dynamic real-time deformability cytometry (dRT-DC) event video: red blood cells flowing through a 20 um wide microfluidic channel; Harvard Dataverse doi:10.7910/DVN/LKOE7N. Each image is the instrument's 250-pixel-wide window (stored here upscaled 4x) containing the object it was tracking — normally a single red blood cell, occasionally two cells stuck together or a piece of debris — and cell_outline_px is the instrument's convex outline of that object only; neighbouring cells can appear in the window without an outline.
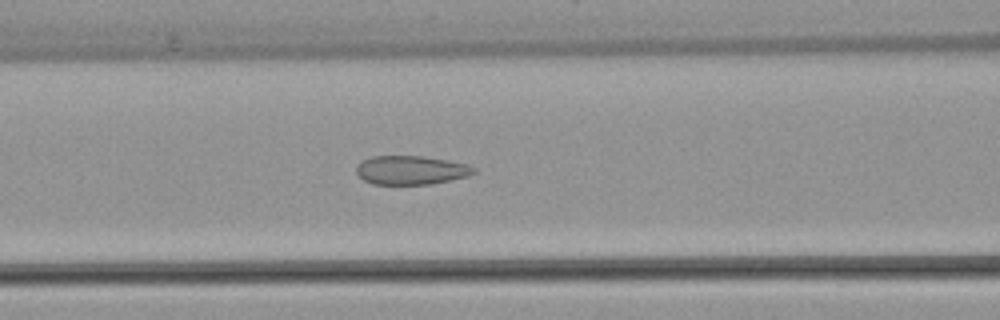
{"species": "common noctule bat (a hibernating species)", "species_latin": "Nyctalus noctula", "temperature_condition": "warm", "stored_images_in_passage": 30, "camera_frame_rate_fps": 3000, "um_per_image_px": 0.085, "animal": {"sex": "female", "body_mass_g": 22.7, "forearm_length_mm": 54.2}, "frame": {"image": 1, "passage_image": 13, "time_ms": 4.0, "image_size_px": [1000, 320], "cell_outline_px": [[476, 172], [468, 176], [432, 184], [372, 184], [364, 180], [356, 172], [356, 168], [360, 160], [372, 156], [424, 156], [468, 164], [476, 168]], "centroid_in_image_um": [34.93, 14.45], "position_along_channel_um": 131.7, "area_um2": 19.83}}